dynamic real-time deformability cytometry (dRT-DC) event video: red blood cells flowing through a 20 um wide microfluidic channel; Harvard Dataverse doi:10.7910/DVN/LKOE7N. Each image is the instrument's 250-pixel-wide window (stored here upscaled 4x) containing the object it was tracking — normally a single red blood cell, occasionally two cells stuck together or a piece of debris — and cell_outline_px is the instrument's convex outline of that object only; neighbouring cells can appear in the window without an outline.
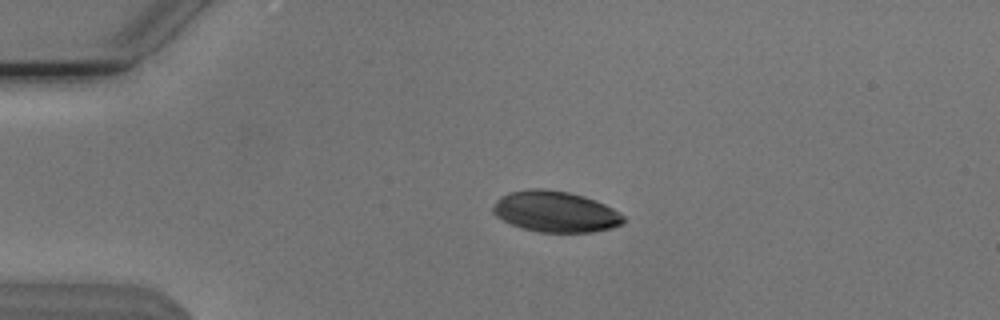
{"species": "Egyptian fruit bat (a non-hibernating species)", "species_latin": "Rousettus aegyptiacus", "temperature_condition": "cold", "stored_images_in_passage": 43, "camera_frame_rate_fps": 3000, "um_per_image_px": 0.085, "animal": {"sex": "male"}, "frame": {"image": 1, "passage_image": 1, "time_ms": 0.0, "image_size_px": [1000, 320], "cell_outline_px": [[624, 220], [620, 224], [612, 228], [592, 232], [540, 232], [524, 228], [512, 224], [496, 216], [492, 212], [492, 208], [500, 196], [508, 192], [532, 188], [540, 188], [568, 192], [584, 196], [596, 200], [612, 208], [624, 216]], "centroid_in_image_um": [47.2, 17.98], "position_along_channel_um": 37.8, "area_um2": 30.98}}
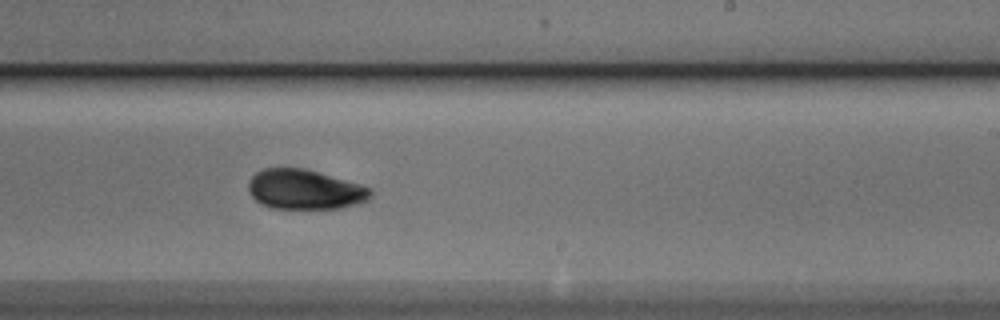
{"frame": {"image": 2, "passage_image": 22, "time_ms": 7.0, "image_size_px": [1000, 320], "cell_outline_px": [[372, 196], [368, 200], [360, 204], [340, 208], [272, 208], [260, 204], [252, 196], [248, 188], [248, 180], [256, 172], [264, 168], [304, 168], [360, 184], [368, 188], [372, 192]], "centroid_in_image_um": [25.9, 16.11], "position_along_channel_um": 263.1, "area_um2": 28.32}}
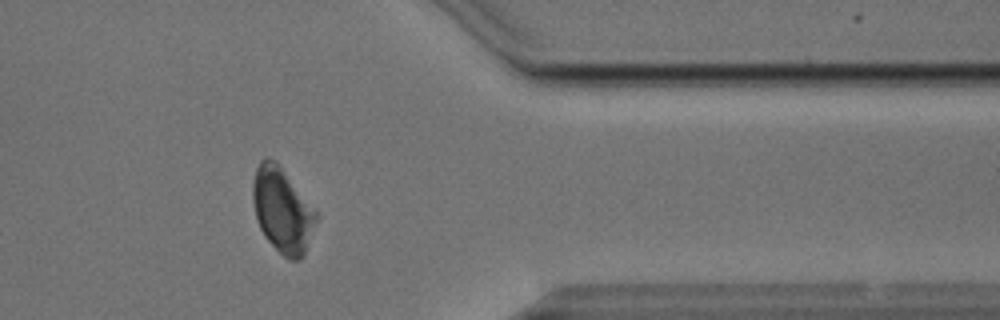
{"frame": {"image": 3, "passage_image": 33, "time_ms": 10.667, "image_size_px": [1000, 320], "cell_outline_px": [[316, 220], [304, 252], [300, 260], [288, 260], [264, 236], [260, 228], [256, 216], [252, 200], [252, 184], [256, 168], [260, 160], [264, 156], [268, 156], [276, 160], [316, 212]], "centroid_in_image_um": [23.95, 17.82], "position_along_channel_um": 387.5, "area_um2": 30.75}, "authors_computed_cell_mechanics": {"area_um2": 29.8248, "velocity_mm_per_s": 3.7828, "shape_relaxation_time_tau1_ms": 2.5012, "shape_relaxation_time_tau2_ms": 2.953, "deformation_change_tau1": 0.0757, "deformation_change_tau2": 0.0647}}